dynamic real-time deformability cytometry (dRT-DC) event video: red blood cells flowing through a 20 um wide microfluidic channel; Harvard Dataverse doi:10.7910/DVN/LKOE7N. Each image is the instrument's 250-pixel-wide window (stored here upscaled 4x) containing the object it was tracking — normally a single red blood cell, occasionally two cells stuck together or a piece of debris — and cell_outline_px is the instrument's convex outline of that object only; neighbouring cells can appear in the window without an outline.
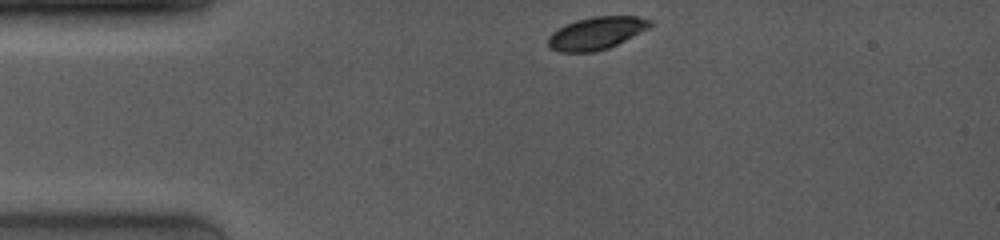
{"species": "common noctule bat (a hibernating species)", "species_latin": "Nyctalus noctula", "temperature_condition": "room temperature", "stored_images_in_passage": 24, "camera_frame_rate_fps": 4000, "um_per_image_px": 0.085, "animal": {"sex": "female", "body_mass_g": 19.0, "forearm_length_mm": 53.3}, "frame": {"image": 1, "passage_image": 1, "time_ms": 0.0, "image_size_px": [1000, 240], "cell_outline_px": [[652, 24], [648, 28], [608, 48], [596, 52], [560, 52], [548, 48], [548, 36], [552, 32], [564, 24], [576, 20], [592, 16], [636, 16], [652, 20]], "centroid_in_image_um": [50.64, 2.82], "position_along_channel_um": 34.4, "area_um2": 19.36}}
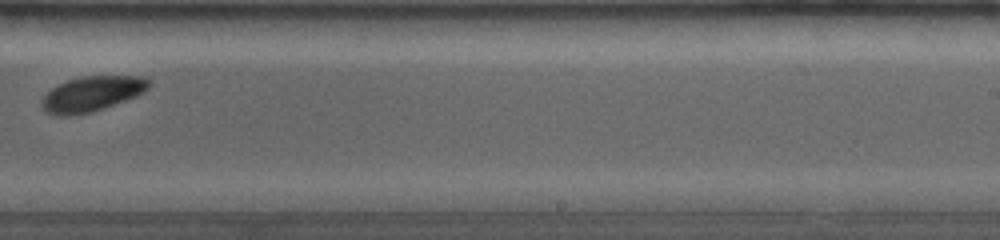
{"frame": {"image": 2, "passage_image": 14, "time_ms": 7.25, "image_size_px": [1000, 240], "cell_outline_px": [[152, 80], [148, 88], [136, 96], [104, 108], [92, 112], [68, 116], [56, 116], [48, 112], [40, 104], [44, 96], [52, 88], [68, 80], [80, 76], [144, 76]], "centroid_in_image_um": [7.83, 7.97], "position_along_channel_um": 281.2, "area_um2": 21.85}}
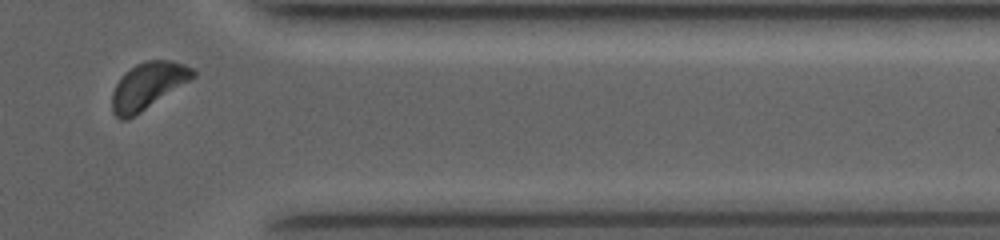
{"frame": {"image": 3, "passage_image": 22, "time_ms": 10.25, "image_size_px": [1000, 240], "cell_outline_px": [[196, 76], [140, 112], [124, 120], [120, 120], [112, 112], [112, 92], [120, 76], [124, 72], [136, 64], [148, 60], [172, 60], [184, 64], [192, 68], [196, 72]], "centroid_in_image_um": [12.55, 7.27], "position_along_channel_um": 398.9, "area_um2": 21.73}, "authors_computed_cell_mechanics": {"area_um2": 21.9351, "velocity_mm_per_s": 3.9993, "shape_relaxation_time_tau1_ms": 1.2348, "shape_relaxation_time_tau2_ms": null, "deformation_change_tau1": 0.0728, "deformation_change_tau2": null}}